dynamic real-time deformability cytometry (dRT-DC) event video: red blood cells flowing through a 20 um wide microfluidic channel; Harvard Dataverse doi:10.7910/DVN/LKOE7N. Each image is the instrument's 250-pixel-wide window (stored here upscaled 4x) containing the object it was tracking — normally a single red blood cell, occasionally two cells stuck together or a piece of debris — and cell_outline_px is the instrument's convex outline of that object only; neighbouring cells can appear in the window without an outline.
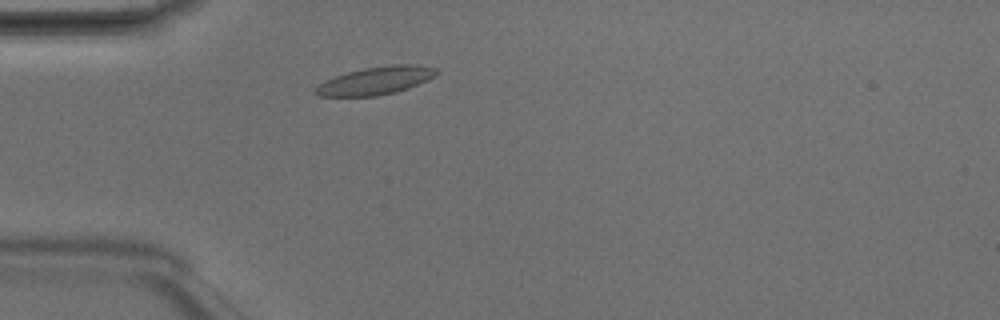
{"species": "Egyptian fruit bat (a non-hibernating species)", "species_latin": "Rousettus aegyptiacus", "temperature_condition": "room temperature", "stored_images_in_passage": 1, "camera_frame_rate_fps": 3000, "um_per_image_px": 0.085, "animal": {"sex": "male"}, "frame": {"image": 1, "passage_image": 1, "time_ms": 0.0, "image_size_px": [1000, 320], "cell_outline_px": [[440, 72], [436, 76], [428, 80], [408, 88], [396, 92], [376, 96], [320, 96], [316, 92], [316, 88], [324, 80], [348, 72], [364, 68], [392, 64], [416, 64], [436, 68]], "centroid_in_image_um": [32.01, 6.84], "position_along_channel_um": 53.0, "area_um2": 19.59}}